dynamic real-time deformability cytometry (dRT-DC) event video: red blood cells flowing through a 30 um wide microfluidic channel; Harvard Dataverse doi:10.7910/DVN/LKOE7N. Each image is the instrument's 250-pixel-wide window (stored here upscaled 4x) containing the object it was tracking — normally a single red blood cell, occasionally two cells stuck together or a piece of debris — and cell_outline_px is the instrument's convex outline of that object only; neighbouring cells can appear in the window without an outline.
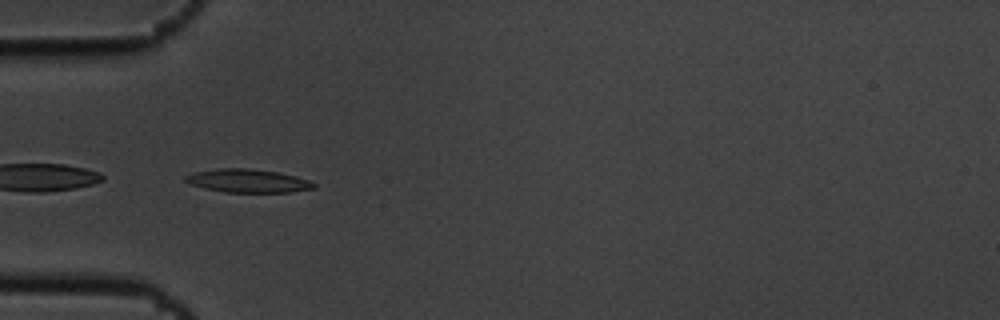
{"species": "common noctule bat (a hibernating species)", "species_latin": "Nyctalus noctula", "temperature_condition": "cold", "stored_images_in_passage": 9, "camera_frame_rate_fps": 3000, "um_per_image_px": 0.085, "animal": {"sex": "male", "body_mass_g": 19.5, "forearm_length_mm": 54.6}, "frame": {"image": 1, "passage_image": 4, "time_ms": 1.0, "image_size_px": [1000, 320], "cell_outline_px": [[316, 188], [292, 192], [224, 192], [204, 188], [188, 184], [184, 180], [184, 176], [192, 172], [220, 168], [244, 168], [276, 172], [296, 176], [308, 180], [316, 184]], "centroid_in_image_um": [21.03, 15.37], "position_along_channel_um": 64.0, "area_um2": 17.51}}
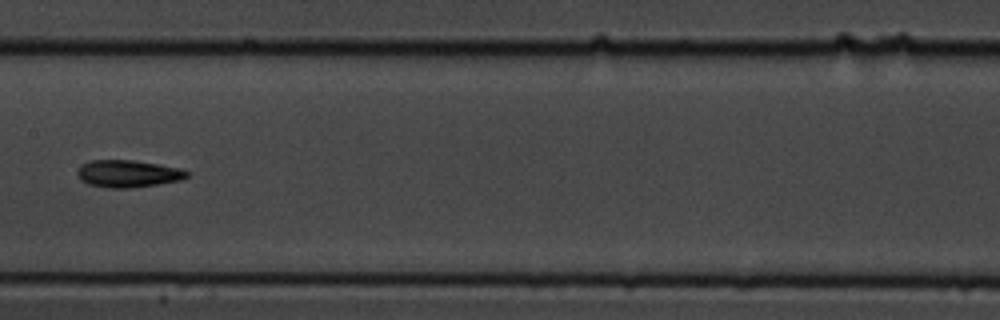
{"frame": {"image": 2, "passage_image": 7, "time_ms": 2.0, "image_size_px": [1000, 320], "cell_outline_px": [[188, 176], [180, 180], [156, 184], [128, 188], [108, 188], [88, 184], [80, 180], [76, 172], [84, 164], [92, 160], [132, 160], [160, 164], [180, 168], [188, 172]], "centroid_in_image_um": [10.87, 14.76], "position_along_channel_um": 196.5, "area_um2": 17.22}}
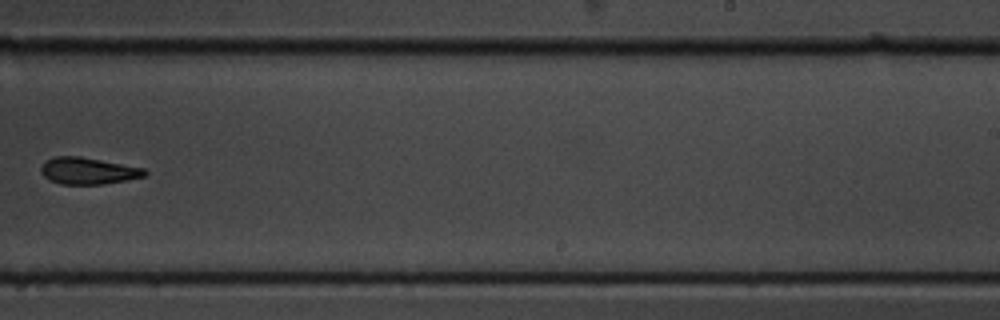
{"frame": {"image": 3, "passage_image": 9, "time_ms": 2.667, "image_size_px": [1000, 320], "cell_outline_px": [[148, 172], [144, 176], [128, 180], [104, 184], [60, 184], [48, 180], [40, 172], [40, 168], [44, 160], [56, 156], [80, 156], [144, 168]], "centroid_in_image_um": [7.45, 14.52], "position_along_channel_um": 281.6, "area_um2": 16.3}}